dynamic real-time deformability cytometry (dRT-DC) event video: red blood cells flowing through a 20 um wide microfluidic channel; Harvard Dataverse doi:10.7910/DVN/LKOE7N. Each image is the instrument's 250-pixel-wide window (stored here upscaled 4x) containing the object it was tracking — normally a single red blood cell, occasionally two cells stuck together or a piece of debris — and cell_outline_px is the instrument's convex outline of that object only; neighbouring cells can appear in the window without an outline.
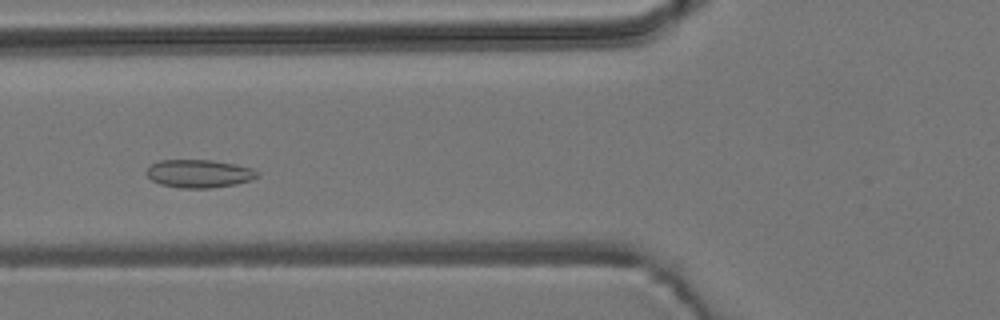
{"species": "common noctule bat (a hibernating species)", "species_latin": "Nyctalus noctula", "temperature_condition": "room temperature", "stored_images_in_passage": 49, "camera_frame_rate_fps": 3000, "um_per_image_px": 0.085, "animal": {"sex": "male", "body_mass_g": 19.2, "forearm_length_mm": 51.8}, "frame": {"image": 1, "passage_image": 15, "time_ms": 4.667, "image_size_px": [1000, 320], "cell_outline_px": [[260, 176], [252, 180], [236, 184], [208, 188], [180, 188], [160, 184], [152, 180], [148, 176], [148, 168], [152, 164], [160, 160], [212, 160], [236, 164], [252, 168], [260, 172]], "centroid_in_image_um": [16.98, 14.76], "position_along_channel_um": 108.8, "area_um2": 18.15}}
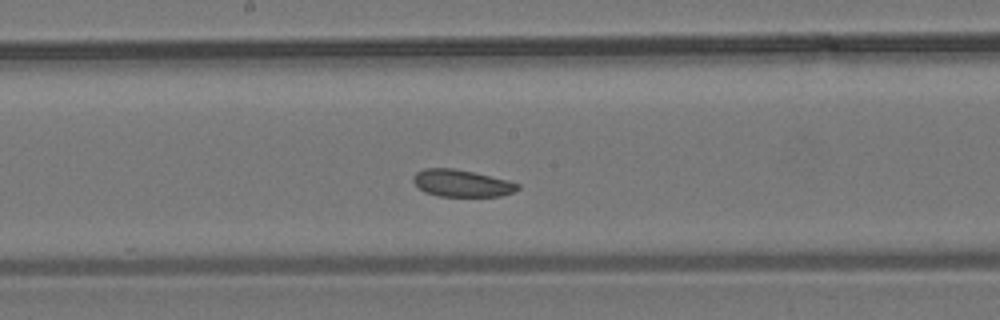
{"frame": {"image": 2, "passage_image": 23, "time_ms": 7.333, "image_size_px": [1000, 320], "cell_outline_px": [[520, 188], [512, 192], [500, 196], [440, 196], [424, 192], [412, 180], [412, 176], [416, 172], [424, 168], [452, 168], [472, 172], [508, 180], [520, 184]], "centroid_in_image_um": [39.23, 15.57], "position_along_channel_um": 209.0, "area_um2": 16.36}}
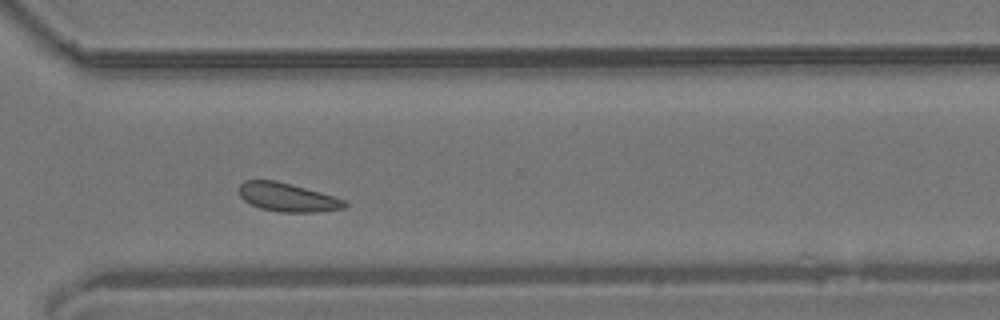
{"frame": {"image": 3, "passage_image": 34, "time_ms": 11.0, "image_size_px": [1000, 320], "cell_outline_px": [[348, 204], [344, 208], [320, 212], [280, 212], [260, 208], [244, 200], [240, 196], [240, 184], [244, 180], [276, 180], [320, 192], [348, 200]], "centroid_in_image_um": [24.48, 16.77], "position_along_channel_um": 346.1, "area_um2": 17.63}}